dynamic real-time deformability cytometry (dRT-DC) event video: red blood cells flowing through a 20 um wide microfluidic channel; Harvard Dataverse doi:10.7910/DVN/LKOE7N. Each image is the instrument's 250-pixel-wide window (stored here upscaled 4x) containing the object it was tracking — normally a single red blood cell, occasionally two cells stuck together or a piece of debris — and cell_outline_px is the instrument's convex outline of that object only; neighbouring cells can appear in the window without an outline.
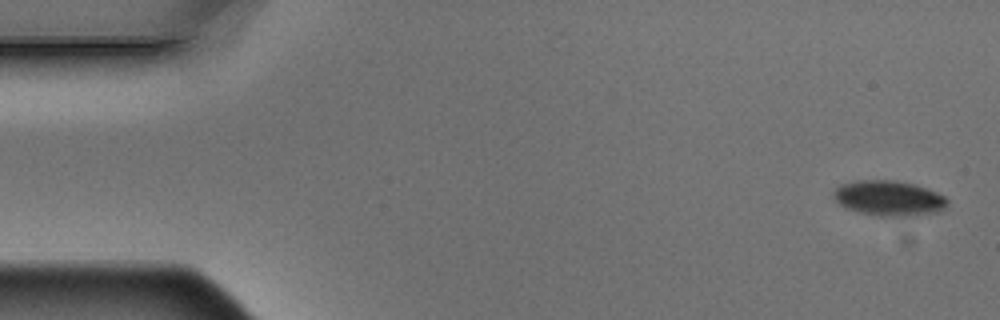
{"species": "Egyptian fruit bat (a non-hibernating species)", "species_latin": "Rousettus aegyptiacus", "temperature_condition": "warm", "stored_images_in_passage": 4, "camera_frame_rate_fps": 3000, "um_per_image_px": 0.085, "animal": {"sex": "male"}, "frame": {"image": 1, "passage_image": 1, "time_ms": 0.0, "image_size_px": [1000, 320], "cell_outline_px": [[948, 204], [940, 212], [912, 216], [880, 216], [856, 212], [844, 208], [836, 200], [832, 192], [840, 184], [856, 180], [896, 180], [916, 184], [936, 192], [944, 196], [948, 200]], "centroid_in_image_um": [75.55, 16.85], "position_along_channel_um": 9.4, "area_um2": 23.7}}